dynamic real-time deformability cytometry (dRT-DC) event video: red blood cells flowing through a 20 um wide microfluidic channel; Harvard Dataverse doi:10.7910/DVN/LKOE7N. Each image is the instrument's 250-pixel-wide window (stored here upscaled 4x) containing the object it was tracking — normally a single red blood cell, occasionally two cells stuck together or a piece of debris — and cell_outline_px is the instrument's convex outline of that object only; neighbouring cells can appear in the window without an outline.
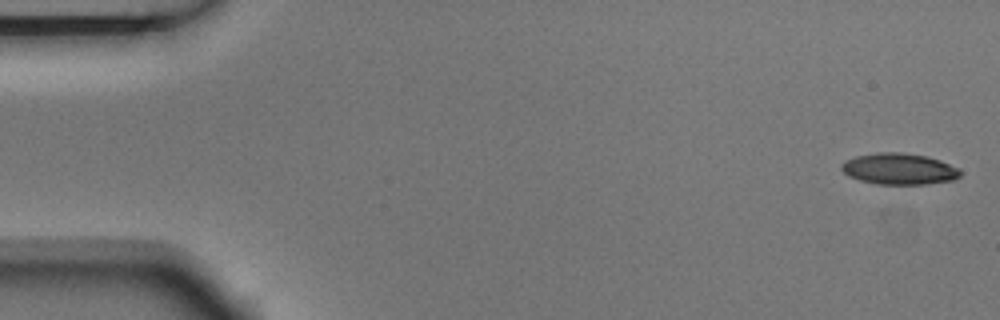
{"species": "Egyptian fruit bat (a non-hibernating species)", "species_latin": "Rousettus aegyptiacus", "temperature_condition": "room temperature", "stored_images_in_passage": 4, "camera_frame_rate_fps": 3000, "um_per_image_px": 0.085, "animal": {"sex": "male"}, "frame": {"image": 1, "passage_image": 1, "time_ms": 0.0, "image_size_px": [1000, 320], "cell_outline_px": [[960, 176], [952, 180], [924, 184], [876, 184], [860, 180], [848, 176], [840, 168], [840, 164], [844, 160], [856, 156], [876, 152], [900, 152], [928, 156], [940, 160], [960, 168]], "centroid_in_image_um": [76.4, 14.34], "position_along_channel_um": 8.6, "area_um2": 21.79}}
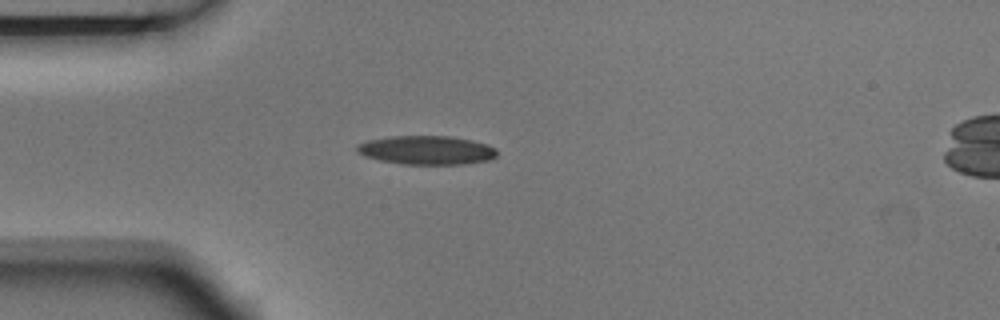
{"frame": {"image": 2, "passage_image": 4, "time_ms": 1.0, "image_size_px": [1000, 320], "cell_outline_px": [[496, 156], [488, 160], [464, 164], [400, 164], [380, 160], [364, 156], [356, 152], [356, 148], [360, 144], [368, 140], [392, 136], [448, 136], [472, 140], [488, 144], [496, 148]], "centroid_in_image_um": [36.26, 12.76], "position_along_channel_um": 48.7, "area_um2": 23.47}}